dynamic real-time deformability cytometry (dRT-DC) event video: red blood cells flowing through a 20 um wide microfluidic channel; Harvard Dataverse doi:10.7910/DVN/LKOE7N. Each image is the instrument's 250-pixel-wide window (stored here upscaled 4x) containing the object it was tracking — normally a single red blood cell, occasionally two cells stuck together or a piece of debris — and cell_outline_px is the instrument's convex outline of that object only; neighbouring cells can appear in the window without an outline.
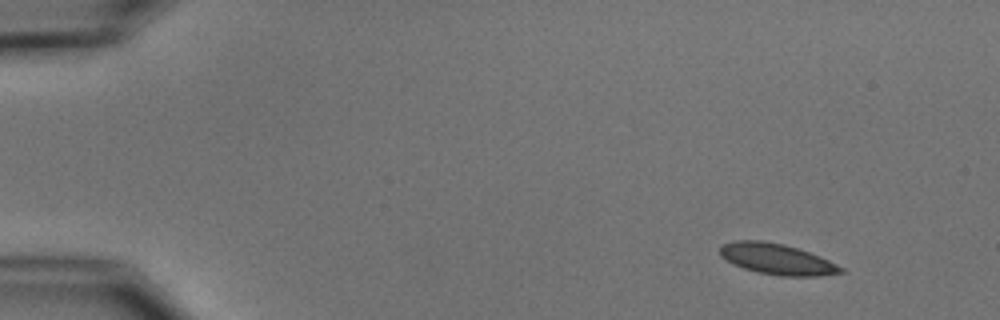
{"species": "common noctule bat (a hibernating species)", "species_latin": "Nyctalus noctula", "temperature_condition": "cold", "stored_images_in_passage": 4, "camera_frame_rate_fps": 3000, "um_per_image_px": 0.085, "animal": {"sex": "male", "body_mass_g": 15.6}, "frame": {"image": 1, "passage_image": 1, "time_ms": 0.0, "image_size_px": [1000, 320], "cell_outline_px": [[844, 272], [820, 276], [780, 276], [756, 272], [732, 264], [720, 256], [720, 244], [736, 240], [764, 240], [784, 244], [820, 256], [844, 268]], "centroid_in_image_um": [66.0, 22.02], "position_along_channel_um": 19.0, "area_um2": 21.85}}
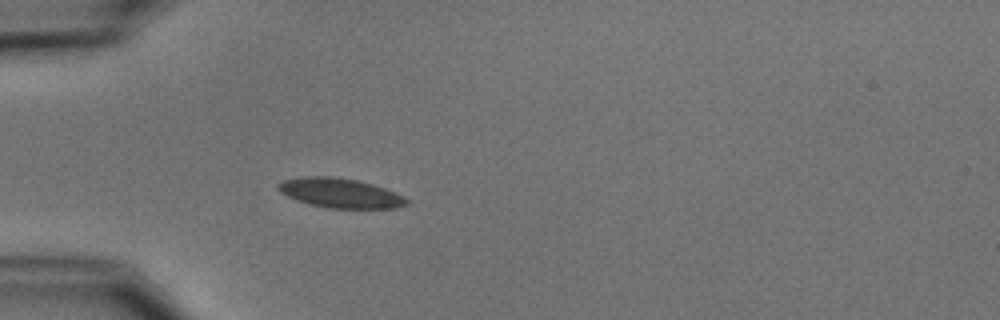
{"frame": {"image": 2, "passage_image": 4, "time_ms": 3.667, "image_size_px": [1000, 320], "cell_outline_px": [[408, 204], [396, 208], [328, 208], [296, 200], [280, 192], [276, 188], [276, 184], [284, 180], [300, 176], [328, 176], [356, 180], [372, 184], [396, 192], [404, 196], [408, 200]], "centroid_in_image_um": [28.9, 16.4], "position_along_channel_um": 56.1, "area_um2": 22.08}}